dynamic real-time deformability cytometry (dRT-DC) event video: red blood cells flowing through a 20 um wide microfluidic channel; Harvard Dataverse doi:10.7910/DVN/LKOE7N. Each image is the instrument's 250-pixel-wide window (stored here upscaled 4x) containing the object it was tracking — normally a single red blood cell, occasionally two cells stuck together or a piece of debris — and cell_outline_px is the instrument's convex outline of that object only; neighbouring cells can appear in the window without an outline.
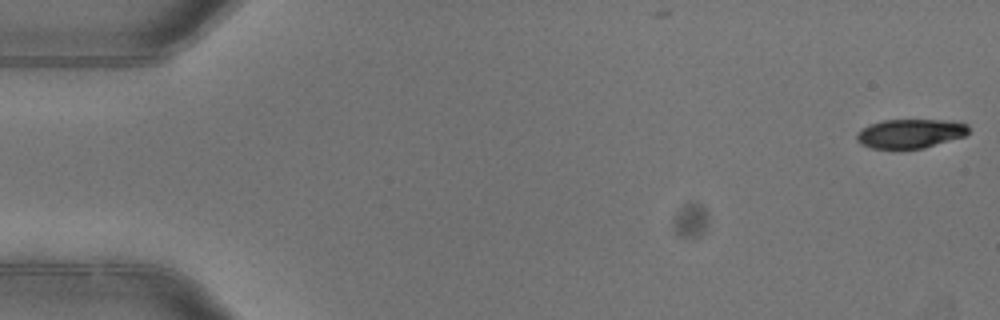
{"species": "common noctule bat (a hibernating species)", "species_latin": "Nyctalus noctula", "temperature_condition": "warm", "stored_images_in_passage": 5, "camera_frame_rate_fps": 3000, "um_per_image_px": 0.085, "animal": {"sex": "female"}, "frame": {"image": 1, "passage_image": 1, "time_ms": 0.0, "image_size_px": [1000, 320], "cell_outline_px": [[968, 132], [964, 136], [924, 148], [872, 148], [860, 144], [856, 140], [856, 136], [868, 124], [884, 120], [952, 120], [968, 124]], "centroid_in_image_um": [77.39, 11.34], "position_along_channel_um": 7.6, "area_um2": 18.84}}
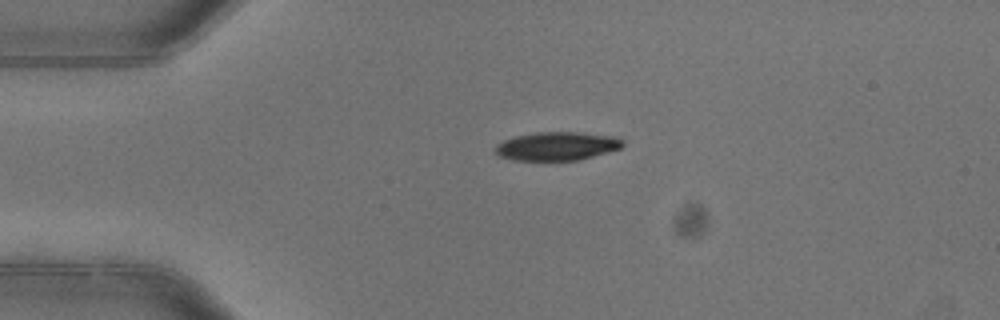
{"frame": {"image": 2, "passage_image": 4, "time_ms": 1.0, "image_size_px": [1000, 320], "cell_outline_px": [[624, 144], [620, 148], [608, 152], [580, 160], [512, 160], [500, 156], [496, 152], [496, 144], [504, 140], [516, 136], [536, 132], [584, 132], [612, 136], [624, 140]], "centroid_in_image_um": [47.36, 12.42], "position_along_channel_um": 37.6, "area_um2": 21.15}}